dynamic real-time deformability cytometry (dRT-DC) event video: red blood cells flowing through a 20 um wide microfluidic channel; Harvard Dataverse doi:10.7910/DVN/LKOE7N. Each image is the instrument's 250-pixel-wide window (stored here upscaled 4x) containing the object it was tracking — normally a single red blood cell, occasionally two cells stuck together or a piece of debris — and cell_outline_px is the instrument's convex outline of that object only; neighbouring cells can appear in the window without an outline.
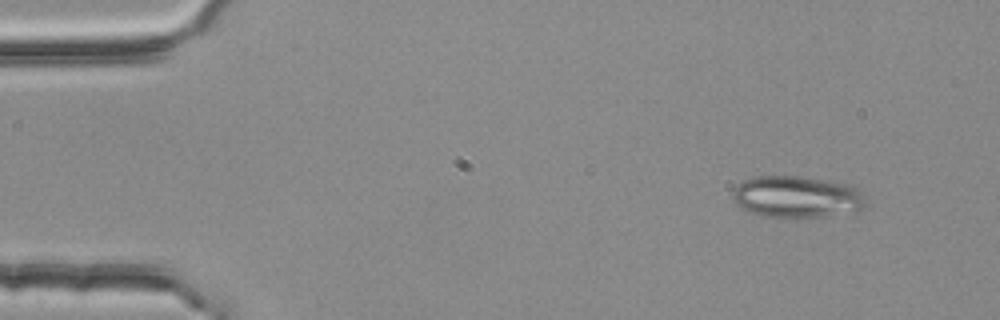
{"species": "common noctule bat (a hibernating species)", "species_latin": "Nyctalus noctula", "temperature_condition": "room temperature", "stored_images_in_passage": 3, "camera_frame_rate_fps": 3000, "um_per_image_px": 0.085, "animal": {"sex": "female", "body_mass_g": 25.1}, "frame": {"image": 1, "passage_image": 1, "time_ms": 0.0, "image_size_px": [1000, 320], "cell_outline_px": [[872, 204], [860, 208], [820, 216], [764, 216], [748, 212], [736, 204], [732, 200], [732, 192], [744, 180], [752, 176], [796, 176], [848, 184], [872, 200]], "centroid_in_image_um": [67.71, 16.71], "position_along_channel_um": 17.3, "area_um2": 31.85}}